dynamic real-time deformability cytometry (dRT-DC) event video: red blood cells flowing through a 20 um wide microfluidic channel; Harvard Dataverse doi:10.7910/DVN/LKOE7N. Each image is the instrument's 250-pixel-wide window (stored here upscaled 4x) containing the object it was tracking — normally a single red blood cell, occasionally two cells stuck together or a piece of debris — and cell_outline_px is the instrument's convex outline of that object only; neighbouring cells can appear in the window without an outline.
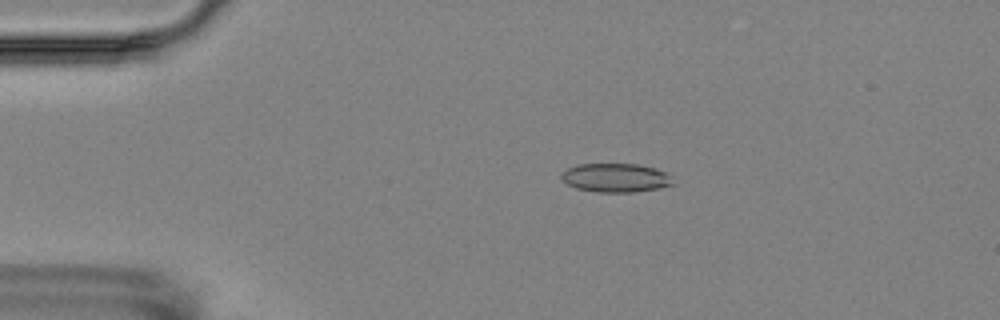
{"species": "Egyptian fruit bat (a non-hibernating species)", "species_latin": "Rousettus aegyptiacus", "temperature_condition": "room temperature", "stored_images_in_passage": 7, "camera_frame_rate_fps": 3000, "um_per_image_px": 0.085, "animal": {"sex": "female"}, "frame": {"image": 1, "passage_image": 2, "time_ms": 1.0, "image_size_px": [1000, 320], "cell_outline_px": [[676, 184], [660, 188], [632, 192], [596, 192], [576, 188], [568, 184], [560, 176], [560, 172], [576, 164], [636, 164], [656, 168], [672, 176]], "centroid_in_image_um": [52.36, 15.11], "position_along_channel_um": 32.6, "area_um2": 18.9}}
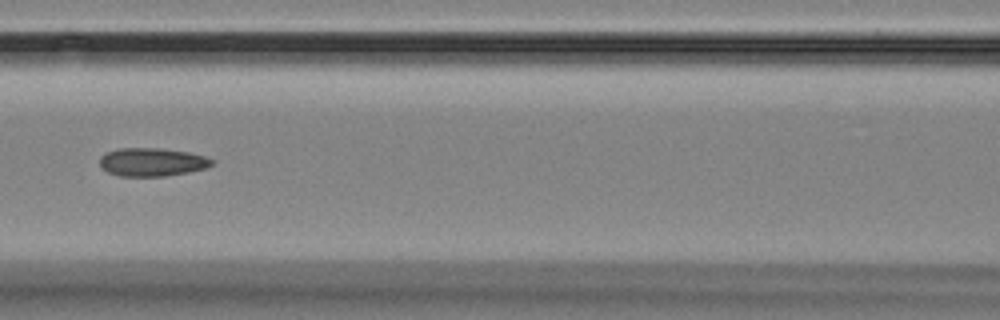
{"frame": {"image": 2, "passage_image": 6, "time_ms": 5.667, "image_size_px": [1000, 320], "cell_outline_px": [[216, 160], [212, 164], [204, 168], [188, 172], [164, 176], [120, 176], [108, 172], [100, 164], [100, 156], [104, 152], [120, 148], [160, 148], [188, 152], [204, 156]], "centroid_in_image_um": [12.91, 13.76], "position_along_channel_um": 153.7, "area_um2": 18.44}}
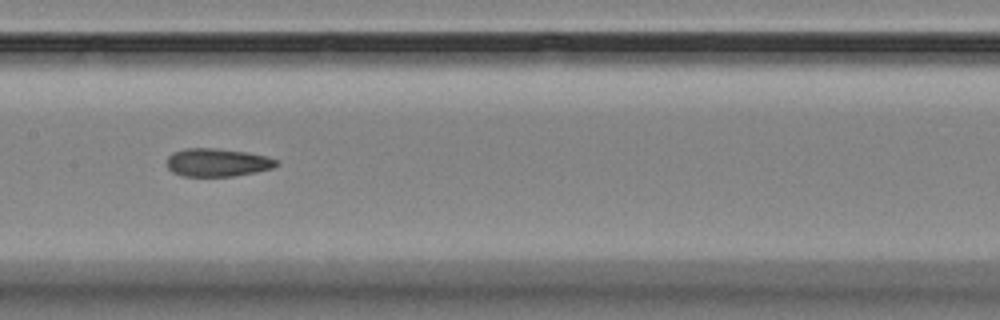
{"frame": {"image": 3, "passage_image": 7, "time_ms": 6.667, "image_size_px": [1000, 320], "cell_outline_px": [[280, 164], [272, 168], [256, 172], [232, 176], [180, 176], [172, 172], [168, 168], [168, 156], [172, 152], [184, 148], [216, 148], [248, 152], [268, 156], [280, 160]], "centroid_in_image_um": [18.51, 13.8], "position_along_channel_um": 188.9, "area_um2": 18.21}}